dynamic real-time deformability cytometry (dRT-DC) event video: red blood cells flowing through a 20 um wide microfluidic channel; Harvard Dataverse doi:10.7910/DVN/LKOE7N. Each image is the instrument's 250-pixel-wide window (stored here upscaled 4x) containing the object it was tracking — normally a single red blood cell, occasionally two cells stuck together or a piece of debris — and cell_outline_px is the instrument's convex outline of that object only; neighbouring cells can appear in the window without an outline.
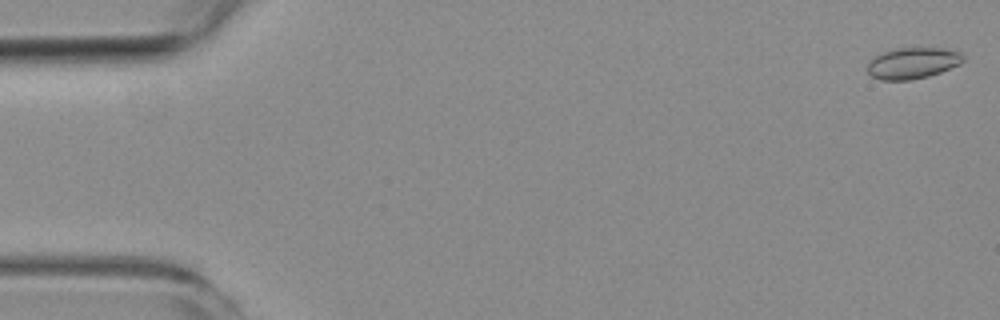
{"species": "common noctule bat (a hibernating species)", "species_latin": "Nyctalus noctula", "temperature_condition": "room temperature", "stored_images_in_passage": 6, "camera_frame_rate_fps": 3000, "um_per_image_px": 0.085, "animal": {"sex": "female", "body_mass_g": 19.3, "forearm_length_mm": 54.1}, "frame": {"image": 1, "passage_image": 1, "time_ms": 0.0, "image_size_px": [1000, 320], "cell_outline_px": [[964, 60], [960, 64], [940, 72], [928, 76], [912, 80], [880, 80], [872, 76], [868, 72], [868, 60], [880, 52], [896, 48], [944, 48], [960, 52], [964, 56]], "centroid_in_image_um": [77.55, 5.36], "position_along_channel_um": 7.4, "area_um2": 17.57}}
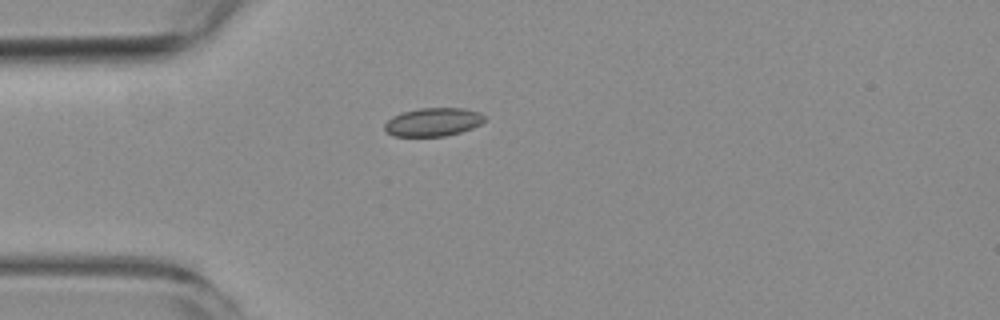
{"frame": {"image": 2, "passage_image": 5, "time_ms": 4.667, "image_size_px": [1000, 320], "cell_outline_px": [[484, 120], [480, 124], [472, 128], [460, 132], [444, 136], [392, 136], [384, 128], [384, 124], [392, 116], [400, 112], [420, 108], [464, 108], [480, 112], [484, 116]], "centroid_in_image_um": [36.79, 10.36], "position_along_channel_um": 48.2, "area_um2": 16.53}}